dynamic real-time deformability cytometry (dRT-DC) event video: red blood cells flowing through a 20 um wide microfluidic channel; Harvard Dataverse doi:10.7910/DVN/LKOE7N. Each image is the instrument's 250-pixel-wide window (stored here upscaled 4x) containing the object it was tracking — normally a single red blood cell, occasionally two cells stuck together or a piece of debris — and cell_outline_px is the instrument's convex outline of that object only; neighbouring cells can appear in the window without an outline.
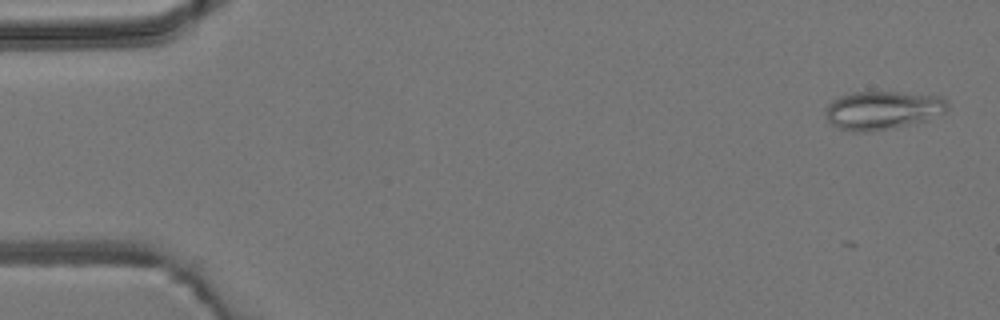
{"species": "common noctule bat (a hibernating species)", "species_latin": "Nyctalus noctula", "temperature_condition": "room temperature", "stored_images_in_passage": 5, "camera_frame_rate_fps": 3000, "um_per_image_px": 0.085, "animal": {"sex": "male", "body_mass_g": 19.2, "forearm_length_mm": 51.8}, "frame": {"image": 1, "passage_image": 1, "time_ms": 0.0, "image_size_px": [1000, 320], "cell_outline_px": [[948, 108], [944, 112], [928, 120], [892, 128], [872, 132], [852, 132], [840, 128], [832, 124], [828, 120], [824, 112], [828, 104], [832, 100], [840, 96], [852, 92], [900, 92], [940, 96], [948, 100]], "centroid_in_image_um": [75.02, 9.37], "position_along_channel_um": 10.0, "area_um2": 27.51}}